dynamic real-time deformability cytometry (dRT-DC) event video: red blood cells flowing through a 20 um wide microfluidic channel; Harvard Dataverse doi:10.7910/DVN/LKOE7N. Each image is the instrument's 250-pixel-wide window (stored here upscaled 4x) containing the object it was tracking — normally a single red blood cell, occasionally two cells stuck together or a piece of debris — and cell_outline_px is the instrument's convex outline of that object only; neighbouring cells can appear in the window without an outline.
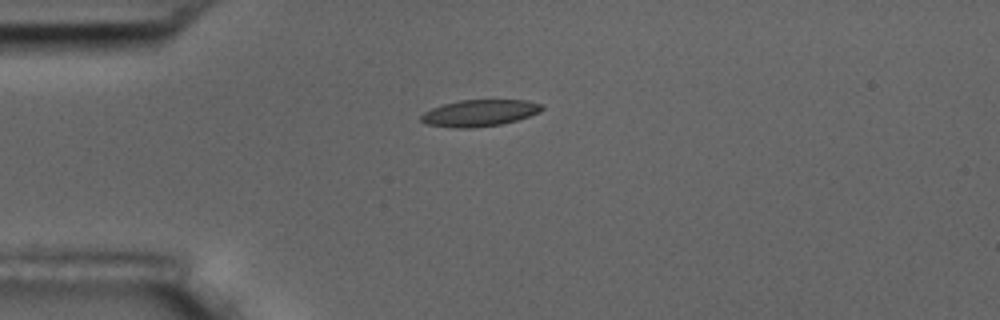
{"species": "common noctule bat (a hibernating species)", "species_latin": "Nyctalus noctula", "temperature_condition": "room temperature", "stored_images_in_passage": 10, "camera_frame_rate_fps": 3000, "um_per_image_px": 0.085, "animal": {"sex": "male", "body_mass_g": 17.5, "forearm_length_mm": 52.3}, "frame": {"image": 1, "passage_image": 4, "time_ms": 3.333, "image_size_px": [1000, 320], "cell_outline_px": [[544, 108], [540, 112], [516, 120], [500, 124], [472, 128], [452, 128], [428, 124], [420, 120], [420, 116], [424, 112], [432, 108], [444, 104], [460, 100], [528, 100], [544, 104]], "centroid_in_image_um": [40.78, 9.6], "position_along_channel_um": 44.2, "area_um2": 18.73}}
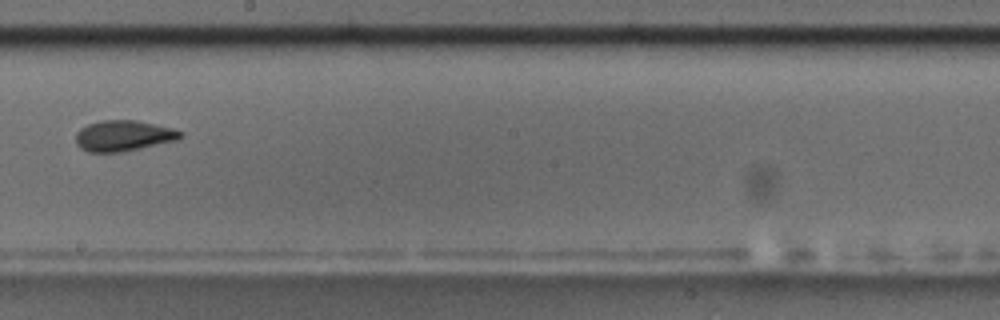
{"frame": {"image": 2, "passage_image": 9, "time_ms": 9.333, "image_size_px": [1000, 320], "cell_outline_px": [[184, 136], [180, 140], [120, 152], [88, 152], [80, 148], [76, 144], [76, 132], [80, 128], [88, 124], [100, 120], [136, 120], [156, 124], [172, 128], [184, 132]], "centroid_in_image_um": [10.52, 11.53], "position_along_channel_um": 237.7, "area_um2": 19.02}}
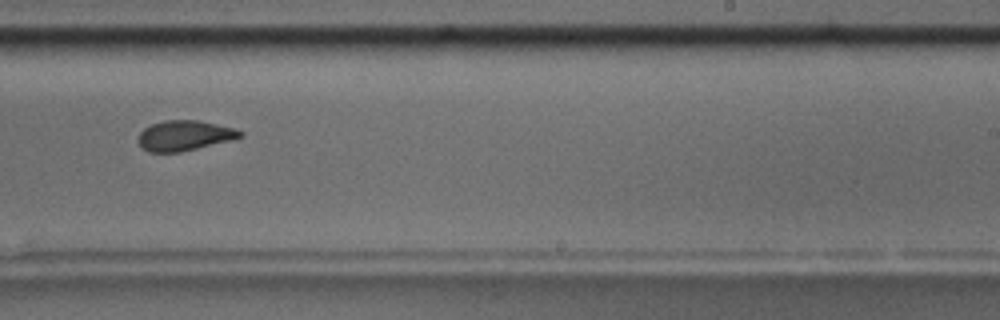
{"frame": {"image": 3, "passage_image": 10, "time_ms": 10.333, "image_size_px": [1000, 320], "cell_outline_px": [[244, 136], [236, 140], [180, 152], [148, 152], [140, 148], [136, 140], [140, 132], [144, 128], [152, 124], [164, 120], [200, 120], [236, 128], [244, 132]], "centroid_in_image_um": [15.71, 11.53], "position_along_channel_um": 273.3, "area_um2": 18.5}}